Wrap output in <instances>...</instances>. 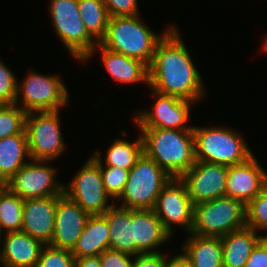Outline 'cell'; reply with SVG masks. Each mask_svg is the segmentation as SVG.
I'll list each match as a JSON object with an SVG mask.
<instances>
[{"instance_id": "3957f363", "label": "cell", "mask_w": 267, "mask_h": 267, "mask_svg": "<svg viewBox=\"0 0 267 267\" xmlns=\"http://www.w3.org/2000/svg\"><path fill=\"white\" fill-rule=\"evenodd\" d=\"M140 18V15L110 17L106 34L99 44L111 51L141 60L150 66L156 45L173 25L167 26L163 34H158L147 27Z\"/></svg>"}, {"instance_id": "30bf717a", "label": "cell", "mask_w": 267, "mask_h": 267, "mask_svg": "<svg viewBox=\"0 0 267 267\" xmlns=\"http://www.w3.org/2000/svg\"><path fill=\"white\" fill-rule=\"evenodd\" d=\"M70 183L64 186V194L75 201L89 215H103L112 204L111 196L103 185L99 163L91 156L80 167Z\"/></svg>"}, {"instance_id": "7bdbcfd3", "label": "cell", "mask_w": 267, "mask_h": 267, "mask_svg": "<svg viewBox=\"0 0 267 267\" xmlns=\"http://www.w3.org/2000/svg\"><path fill=\"white\" fill-rule=\"evenodd\" d=\"M2 235H3V233H2L1 230H0V240H1V238L3 237Z\"/></svg>"}, {"instance_id": "d4e9b609", "label": "cell", "mask_w": 267, "mask_h": 267, "mask_svg": "<svg viewBox=\"0 0 267 267\" xmlns=\"http://www.w3.org/2000/svg\"><path fill=\"white\" fill-rule=\"evenodd\" d=\"M30 160L28 138L24 129L20 134L0 140V180L7 183ZM29 158V159H28Z\"/></svg>"}, {"instance_id": "7402d4cb", "label": "cell", "mask_w": 267, "mask_h": 267, "mask_svg": "<svg viewBox=\"0 0 267 267\" xmlns=\"http://www.w3.org/2000/svg\"><path fill=\"white\" fill-rule=\"evenodd\" d=\"M262 238L263 235L248 227L222 236L223 267H245L253 248Z\"/></svg>"}, {"instance_id": "d6a6232c", "label": "cell", "mask_w": 267, "mask_h": 267, "mask_svg": "<svg viewBox=\"0 0 267 267\" xmlns=\"http://www.w3.org/2000/svg\"><path fill=\"white\" fill-rule=\"evenodd\" d=\"M17 79L16 75L0 59V105L15 104Z\"/></svg>"}, {"instance_id": "2e32d148", "label": "cell", "mask_w": 267, "mask_h": 267, "mask_svg": "<svg viewBox=\"0 0 267 267\" xmlns=\"http://www.w3.org/2000/svg\"><path fill=\"white\" fill-rule=\"evenodd\" d=\"M267 185V172L253 155L247 161L229 166L226 196L247 205Z\"/></svg>"}, {"instance_id": "b9f144b4", "label": "cell", "mask_w": 267, "mask_h": 267, "mask_svg": "<svg viewBox=\"0 0 267 267\" xmlns=\"http://www.w3.org/2000/svg\"><path fill=\"white\" fill-rule=\"evenodd\" d=\"M263 239L267 242V235H263Z\"/></svg>"}, {"instance_id": "cb8c5ba5", "label": "cell", "mask_w": 267, "mask_h": 267, "mask_svg": "<svg viewBox=\"0 0 267 267\" xmlns=\"http://www.w3.org/2000/svg\"><path fill=\"white\" fill-rule=\"evenodd\" d=\"M182 250L193 267H223L221 237L198 236L190 233Z\"/></svg>"}, {"instance_id": "5bb4252c", "label": "cell", "mask_w": 267, "mask_h": 267, "mask_svg": "<svg viewBox=\"0 0 267 267\" xmlns=\"http://www.w3.org/2000/svg\"><path fill=\"white\" fill-rule=\"evenodd\" d=\"M229 166L196 161L180 179L187 188L188 195L197 205L226 196V181Z\"/></svg>"}, {"instance_id": "1f68e13d", "label": "cell", "mask_w": 267, "mask_h": 267, "mask_svg": "<svg viewBox=\"0 0 267 267\" xmlns=\"http://www.w3.org/2000/svg\"><path fill=\"white\" fill-rule=\"evenodd\" d=\"M75 263L71 250L47 244L41 249L36 267H75Z\"/></svg>"}, {"instance_id": "4dcf8cb0", "label": "cell", "mask_w": 267, "mask_h": 267, "mask_svg": "<svg viewBox=\"0 0 267 267\" xmlns=\"http://www.w3.org/2000/svg\"><path fill=\"white\" fill-rule=\"evenodd\" d=\"M100 170L105 190L114 202L124 191L129 170L115 166H100Z\"/></svg>"}, {"instance_id": "8d00e7d4", "label": "cell", "mask_w": 267, "mask_h": 267, "mask_svg": "<svg viewBox=\"0 0 267 267\" xmlns=\"http://www.w3.org/2000/svg\"><path fill=\"white\" fill-rule=\"evenodd\" d=\"M245 267H267V242L263 238L253 248Z\"/></svg>"}, {"instance_id": "7a4b0ae2", "label": "cell", "mask_w": 267, "mask_h": 267, "mask_svg": "<svg viewBox=\"0 0 267 267\" xmlns=\"http://www.w3.org/2000/svg\"><path fill=\"white\" fill-rule=\"evenodd\" d=\"M144 153L172 178H180L197 161L193 130L140 128Z\"/></svg>"}, {"instance_id": "9a60e30c", "label": "cell", "mask_w": 267, "mask_h": 267, "mask_svg": "<svg viewBox=\"0 0 267 267\" xmlns=\"http://www.w3.org/2000/svg\"><path fill=\"white\" fill-rule=\"evenodd\" d=\"M89 216L75 201L63 193L58 198L54 233L49 245L72 251Z\"/></svg>"}, {"instance_id": "f35d334b", "label": "cell", "mask_w": 267, "mask_h": 267, "mask_svg": "<svg viewBox=\"0 0 267 267\" xmlns=\"http://www.w3.org/2000/svg\"><path fill=\"white\" fill-rule=\"evenodd\" d=\"M75 267H102L99 255L76 259Z\"/></svg>"}, {"instance_id": "603a6c76", "label": "cell", "mask_w": 267, "mask_h": 267, "mask_svg": "<svg viewBox=\"0 0 267 267\" xmlns=\"http://www.w3.org/2000/svg\"><path fill=\"white\" fill-rule=\"evenodd\" d=\"M109 227L104 215H90L83 232L72 250L75 259L85 256L100 255L109 249Z\"/></svg>"}, {"instance_id": "4316f807", "label": "cell", "mask_w": 267, "mask_h": 267, "mask_svg": "<svg viewBox=\"0 0 267 267\" xmlns=\"http://www.w3.org/2000/svg\"><path fill=\"white\" fill-rule=\"evenodd\" d=\"M78 8L84 26L100 42L110 19L104 0H78Z\"/></svg>"}, {"instance_id": "52a82bcc", "label": "cell", "mask_w": 267, "mask_h": 267, "mask_svg": "<svg viewBox=\"0 0 267 267\" xmlns=\"http://www.w3.org/2000/svg\"><path fill=\"white\" fill-rule=\"evenodd\" d=\"M49 15L55 34L75 60L83 61L99 42L81 20L78 0H50Z\"/></svg>"}, {"instance_id": "ffe728a7", "label": "cell", "mask_w": 267, "mask_h": 267, "mask_svg": "<svg viewBox=\"0 0 267 267\" xmlns=\"http://www.w3.org/2000/svg\"><path fill=\"white\" fill-rule=\"evenodd\" d=\"M133 232L135 255L160 252L157 247L172 238L153 210L133 209Z\"/></svg>"}, {"instance_id": "8992f818", "label": "cell", "mask_w": 267, "mask_h": 267, "mask_svg": "<svg viewBox=\"0 0 267 267\" xmlns=\"http://www.w3.org/2000/svg\"><path fill=\"white\" fill-rule=\"evenodd\" d=\"M172 177L145 153L129 170L119 206L130 209L153 210L162 188Z\"/></svg>"}, {"instance_id": "9c48e42d", "label": "cell", "mask_w": 267, "mask_h": 267, "mask_svg": "<svg viewBox=\"0 0 267 267\" xmlns=\"http://www.w3.org/2000/svg\"><path fill=\"white\" fill-rule=\"evenodd\" d=\"M57 111H33L25 116V130L28 138L30 159L58 160L66 149L61 123Z\"/></svg>"}, {"instance_id": "277c9868", "label": "cell", "mask_w": 267, "mask_h": 267, "mask_svg": "<svg viewBox=\"0 0 267 267\" xmlns=\"http://www.w3.org/2000/svg\"><path fill=\"white\" fill-rule=\"evenodd\" d=\"M193 136L197 161L232 166L254 155L242 134L229 127L193 126Z\"/></svg>"}, {"instance_id": "d6986e66", "label": "cell", "mask_w": 267, "mask_h": 267, "mask_svg": "<svg viewBox=\"0 0 267 267\" xmlns=\"http://www.w3.org/2000/svg\"><path fill=\"white\" fill-rule=\"evenodd\" d=\"M100 50L102 63L108 74L118 83L134 84L145 82L149 85V66L141 60L111 51L98 44L82 61H89L94 53Z\"/></svg>"}, {"instance_id": "836d02e7", "label": "cell", "mask_w": 267, "mask_h": 267, "mask_svg": "<svg viewBox=\"0 0 267 267\" xmlns=\"http://www.w3.org/2000/svg\"><path fill=\"white\" fill-rule=\"evenodd\" d=\"M110 17L140 15L137 0H104Z\"/></svg>"}, {"instance_id": "e0dca14e", "label": "cell", "mask_w": 267, "mask_h": 267, "mask_svg": "<svg viewBox=\"0 0 267 267\" xmlns=\"http://www.w3.org/2000/svg\"><path fill=\"white\" fill-rule=\"evenodd\" d=\"M61 195L24 200L21 231L50 244L55 227V211Z\"/></svg>"}, {"instance_id": "74e56055", "label": "cell", "mask_w": 267, "mask_h": 267, "mask_svg": "<svg viewBox=\"0 0 267 267\" xmlns=\"http://www.w3.org/2000/svg\"><path fill=\"white\" fill-rule=\"evenodd\" d=\"M166 267H193V265L184 253H182L168 258Z\"/></svg>"}, {"instance_id": "7c38bea8", "label": "cell", "mask_w": 267, "mask_h": 267, "mask_svg": "<svg viewBox=\"0 0 267 267\" xmlns=\"http://www.w3.org/2000/svg\"><path fill=\"white\" fill-rule=\"evenodd\" d=\"M151 90L156 101L152 111L146 109L135 114L134 122L138 128L193 130V126L187 125V122L191 105L195 102Z\"/></svg>"}, {"instance_id": "d590c367", "label": "cell", "mask_w": 267, "mask_h": 267, "mask_svg": "<svg viewBox=\"0 0 267 267\" xmlns=\"http://www.w3.org/2000/svg\"><path fill=\"white\" fill-rule=\"evenodd\" d=\"M167 256L163 253H140L134 255L133 267H166Z\"/></svg>"}, {"instance_id": "8fae6325", "label": "cell", "mask_w": 267, "mask_h": 267, "mask_svg": "<svg viewBox=\"0 0 267 267\" xmlns=\"http://www.w3.org/2000/svg\"><path fill=\"white\" fill-rule=\"evenodd\" d=\"M5 186L23 200L62 195L64 184L56 181V168L51 161L29 160ZM48 164V165H47Z\"/></svg>"}, {"instance_id": "ab89813d", "label": "cell", "mask_w": 267, "mask_h": 267, "mask_svg": "<svg viewBox=\"0 0 267 267\" xmlns=\"http://www.w3.org/2000/svg\"><path fill=\"white\" fill-rule=\"evenodd\" d=\"M263 43H264V45H263L264 47H262V48H264L263 49L264 51H267V34H265V36H264V42Z\"/></svg>"}, {"instance_id": "5b68a950", "label": "cell", "mask_w": 267, "mask_h": 267, "mask_svg": "<svg viewBox=\"0 0 267 267\" xmlns=\"http://www.w3.org/2000/svg\"><path fill=\"white\" fill-rule=\"evenodd\" d=\"M246 227V205L232 197L223 196L194 205L191 234L222 237Z\"/></svg>"}, {"instance_id": "f546056e", "label": "cell", "mask_w": 267, "mask_h": 267, "mask_svg": "<svg viewBox=\"0 0 267 267\" xmlns=\"http://www.w3.org/2000/svg\"><path fill=\"white\" fill-rule=\"evenodd\" d=\"M246 227L267 231V185L246 205Z\"/></svg>"}, {"instance_id": "484cf974", "label": "cell", "mask_w": 267, "mask_h": 267, "mask_svg": "<svg viewBox=\"0 0 267 267\" xmlns=\"http://www.w3.org/2000/svg\"><path fill=\"white\" fill-rule=\"evenodd\" d=\"M143 153V138L142 135H138V138L133 143L125 139L116 138L108 147L106 158L104 159L106 163L101 158L103 153L100 150L95 151L92 157L100 166H115L130 170Z\"/></svg>"}, {"instance_id": "e575fe53", "label": "cell", "mask_w": 267, "mask_h": 267, "mask_svg": "<svg viewBox=\"0 0 267 267\" xmlns=\"http://www.w3.org/2000/svg\"><path fill=\"white\" fill-rule=\"evenodd\" d=\"M99 257L102 267H133L134 255L126 252L106 249Z\"/></svg>"}, {"instance_id": "4fadbf2b", "label": "cell", "mask_w": 267, "mask_h": 267, "mask_svg": "<svg viewBox=\"0 0 267 267\" xmlns=\"http://www.w3.org/2000/svg\"><path fill=\"white\" fill-rule=\"evenodd\" d=\"M153 211L164 228L173 236L171 225L182 226L188 234L193 227L194 205L180 178H171L156 199Z\"/></svg>"}, {"instance_id": "ba28073f", "label": "cell", "mask_w": 267, "mask_h": 267, "mask_svg": "<svg viewBox=\"0 0 267 267\" xmlns=\"http://www.w3.org/2000/svg\"><path fill=\"white\" fill-rule=\"evenodd\" d=\"M25 77L20 83L17 82L15 104L21 101L20 107L26 113L57 111L69 103L68 90L59 76L29 71Z\"/></svg>"}, {"instance_id": "ac0fdd59", "label": "cell", "mask_w": 267, "mask_h": 267, "mask_svg": "<svg viewBox=\"0 0 267 267\" xmlns=\"http://www.w3.org/2000/svg\"><path fill=\"white\" fill-rule=\"evenodd\" d=\"M2 236L0 263L3 267H36L44 246L41 241L23 231L3 233Z\"/></svg>"}, {"instance_id": "83f0119b", "label": "cell", "mask_w": 267, "mask_h": 267, "mask_svg": "<svg viewBox=\"0 0 267 267\" xmlns=\"http://www.w3.org/2000/svg\"><path fill=\"white\" fill-rule=\"evenodd\" d=\"M24 200L6 186L0 190V230L2 233L21 231Z\"/></svg>"}, {"instance_id": "60d3db41", "label": "cell", "mask_w": 267, "mask_h": 267, "mask_svg": "<svg viewBox=\"0 0 267 267\" xmlns=\"http://www.w3.org/2000/svg\"><path fill=\"white\" fill-rule=\"evenodd\" d=\"M5 186V184L0 180V190Z\"/></svg>"}, {"instance_id": "f1b7e54d", "label": "cell", "mask_w": 267, "mask_h": 267, "mask_svg": "<svg viewBox=\"0 0 267 267\" xmlns=\"http://www.w3.org/2000/svg\"><path fill=\"white\" fill-rule=\"evenodd\" d=\"M26 114L17 104L0 105V140L22 132Z\"/></svg>"}, {"instance_id": "6da1fadb", "label": "cell", "mask_w": 267, "mask_h": 267, "mask_svg": "<svg viewBox=\"0 0 267 267\" xmlns=\"http://www.w3.org/2000/svg\"><path fill=\"white\" fill-rule=\"evenodd\" d=\"M183 42L175 25L158 42L149 66L148 87L162 94L198 103L206 89Z\"/></svg>"}, {"instance_id": "44dd1931", "label": "cell", "mask_w": 267, "mask_h": 267, "mask_svg": "<svg viewBox=\"0 0 267 267\" xmlns=\"http://www.w3.org/2000/svg\"><path fill=\"white\" fill-rule=\"evenodd\" d=\"M115 202L103 215L110 232L109 249L135 255L133 209L116 206Z\"/></svg>"}]
</instances>
